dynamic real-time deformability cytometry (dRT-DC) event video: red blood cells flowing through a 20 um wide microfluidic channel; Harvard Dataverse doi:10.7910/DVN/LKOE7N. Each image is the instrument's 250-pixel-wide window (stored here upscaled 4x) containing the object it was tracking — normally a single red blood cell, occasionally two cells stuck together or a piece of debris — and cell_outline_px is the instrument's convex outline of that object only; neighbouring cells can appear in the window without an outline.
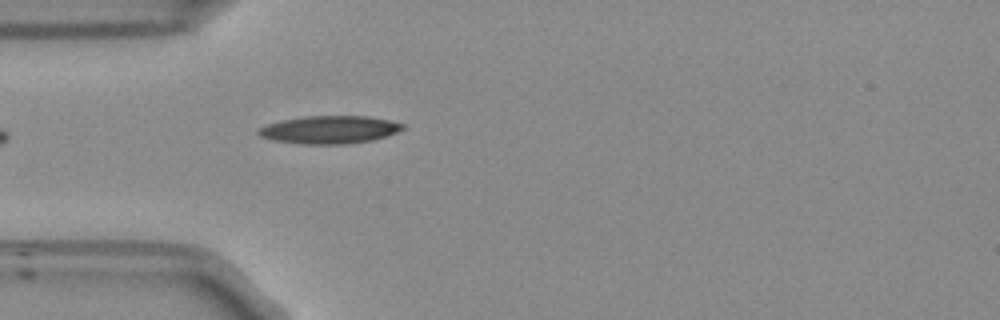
{"species": "Egyptian fruit bat (a non-hibernating species)", "species_latin": "Rousettus aegyptiacus", "temperature_condition": "room temperature", "stored_images_in_passage": 38, "camera_frame_rate_fps": 3000, "um_per_image_px": 0.085, "frame": {"image": 1, "passage_image": 1, "time_ms": 0.0, "image_size_px": [1000, 320], "cell_outline_px": [[404, 128], [396, 132], [372, 140], [348, 144], [300, 144], [272, 140], [260, 136], [256, 132], [260, 128], [268, 124], [284, 120], [304, 116], [368, 116], [388, 120], [404, 124]], "centroid_in_image_um": [27.99, 11.03], "position_along_channel_um": 57.0, "area_um2": 23.24}}
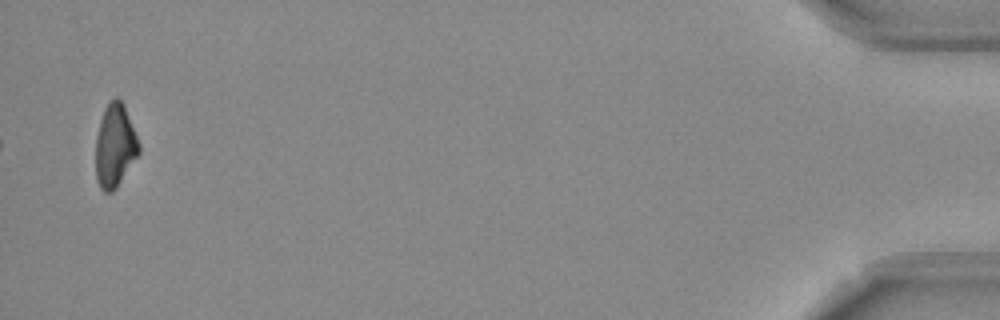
{"frame": {"image": 2, "passage_image": 38, "time_ms": 12.333, "image_size_px": [1000, 320], "cell_outline_px": [[140, 152], [116, 188], [112, 192], [104, 192], [100, 188], [96, 180], [96, 136], [100, 120], [104, 108], [116, 96], [124, 104], [140, 144]], "centroid_in_image_um": [9.77, 12.39], "position_along_channel_um": 425.4, "area_um2": 20.92}}